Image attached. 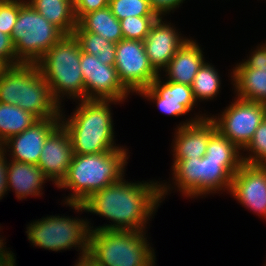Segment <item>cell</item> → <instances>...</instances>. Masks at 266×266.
<instances>
[{
    "label": "cell",
    "instance_id": "9a60e30c",
    "mask_svg": "<svg viewBox=\"0 0 266 266\" xmlns=\"http://www.w3.org/2000/svg\"><path fill=\"white\" fill-rule=\"evenodd\" d=\"M60 121V118L39 119L22 133L10 137L1 148L7 145L8 149H12L9 152H12L14 161L37 165L46 139Z\"/></svg>",
    "mask_w": 266,
    "mask_h": 266
},
{
    "label": "cell",
    "instance_id": "ffe728a7",
    "mask_svg": "<svg viewBox=\"0 0 266 266\" xmlns=\"http://www.w3.org/2000/svg\"><path fill=\"white\" fill-rule=\"evenodd\" d=\"M44 180L47 178L37 165L8 161L7 189L13 188L18 199H26L29 195L39 196Z\"/></svg>",
    "mask_w": 266,
    "mask_h": 266
},
{
    "label": "cell",
    "instance_id": "f35d334b",
    "mask_svg": "<svg viewBox=\"0 0 266 266\" xmlns=\"http://www.w3.org/2000/svg\"><path fill=\"white\" fill-rule=\"evenodd\" d=\"M3 68L4 66L0 63V72L2 71Z\"/></svg>",
    "mask_w": 266,
    "mask_h": 266
},
{
    "label": "cell",
    "instance_id": "74e56055",
    "mask_svg": "<svg viewBox=\"0 0 266 266\" xmlns=\"http://www.w3.org/2000/svg\"><path fill=\"white\" fill-rule=\"evenodd\" d=\"M75 266H98L88 256L79 258Z\"/></svg>",
    "mask_w": 266,
    "mask_h": 266
},
{
    "label": "cell",
    "instance_id": "5bb4252c",
    "mask_svg": "<svg viewBox=\"0 0 266 266\" xmlns=\"http://www.w3.org/2000/svg\"><path fill=\"white\" fill-rule=\"evenodd\" d=\"M73 155L70 135L60 123L46 139L37 166L58 186L67 175Z\"/></svg>",
    "mask_w": 266,
    "mask_h": 266
},
{
    "label": "cell",
    "instance_id": "1f68e13d",
    "mask_svg": "<svg viewBox=\"0 0 266 266\" xmlns=\"http://www.w3.org/2000/svg\"><path fill=\"white\" fill-rule=\"evenodd\" d=\"M0 63L4 67L14 66L22 63L16 56V51L11 36L1 31H0Z\"/></svg>",
    "mask_w": 266,
    "mask_h": 266
},
{
    "label": "cell",
    "instance_id": "4316f807",
    "mask_svg": "<svg viewBox=\"0 0 266 266\" xmlns=\"http://www.w3.org/2000/svg\"><path fill=\"white\" fill-rule=\"evenodd\" d=\"M220 77L214 66L204 63L191 84L195 101L213 99L220 89Z\"/></svg>",
    "mask_w": 266,
    "mask_h": 266
},
{
    "label": "cell",
    "instance_id": "5b68a950",
    "mask_svg": "<svg viewBox=\"0 0 266 266\" xmlns=\"http://www.w3.org/2000/svg\"><path fill=\"white\" fill-rule=\"evenodd\" d=\"M81 48L73 36L64 35L37 62L38 69L50 87L53 99L61 105V95L86 99L80 68ZM61 94V95H60Z\"/></svg>",
    "mask_w": 266,
    "mask_h": 266
},
{
    "label": "cell",
    "instance_id": "2e32d148",
    "mask_svg": "<svg viewBox=\"0 0 266 266\" xmlns=\"http://www.w3.org/2000/svg\"><path fill=\"white\" fill-rule=\"evenodd\" d=\"M180 125L175 134L174 161L205 156L209 139L217 131L215 124L209 117L197 116Z\"/></svg>",
    "mask_w": 266,
    "mask_h": 266
},
{
    "label": "cell",
    "instance_id": "ac0fdd59",
    "mask_svg": "<svg viewBox=\"0 0 266 266\" xmlns=\"http://www.w3.org/2000/svg\"><path fill=\"white\" fill-rule=\"evenodd\" d=\"M170 24L164 23L162 16H159L143 40L149 62L158 74L161 68L164 70L168 66L175 53L188 40L183 36L181 38Z\"/></svg>",
    "mask_w": 266,
    "mask_h": 266
},
{
    "label": "cell",
    "instance_id": "e0dca14e",
    "mask_svg": "<svg viewBox=\"0 0 266 266\" xmlns=\"http://www.w3.org/2000/svg\"><path fill=\"white\" fill-rule=\"evenodd\" d=\"M145 98L156 101L158 108L171 116L185 115L196 104L192 87L172 81L162 82L159 76L151 82V85L139 92Z\"/></svg>",
    "mask_w": 266,
    "mask_h": 266
},
{
    "label": "cell",
    "instance_id": "4dcf8cb0",
    "mask_svg": "<svg viewBox=\"0 0 266 266\" xmlns=\"http://www.w3.org/2000/svg\"><path fill=\"white\" fill-rule=\"evenodd\" d=\"M26 3L22 0H0V31L12 36L19 9Z\"/></svg>",
    "mask_w": 266,
    "mask_h": 266
},
{
    "label": "cell",
    "instance_id": "7402d4cb",
    "mask_svg": "<svg viewBox=\"0 0 266 266\" xmlns=\"http://www.w3.org/2000/svg\"><path fill=\"white\" fill-rule=\"evenodd\" d=\"M27 2L65 35L73 33L78 23L73 0H29Z\"/></svg>",
    "mask_w": 266,
    "mask_h": 266
},
{
    "label": "cell",
    "instance_id": "d6986e66",
    "mask_svg": "<svg viewBox=\"0 0 266 266\" xmlns=\"http://www.w3.org/2000/svg\"><path fill=\"white\" fill-rule=\"evenodd\" d=\"M202 50L195 41L188 39L175 53L164 69L167 81L191 86L198 70L205 63Z\"/></svg>",
    "mask_w": 266,
    "mask_h": 266
},
{
    "label": "cell",
    "instance_id": "e575fe53",
    "mask_svg": "<svg viewBox=\"0 0 266 266\" xmlns=\"http://www.w3.org/2000/svg\"><path fill=\"white\" fill-rule=\"evenodd\" d=\"M184 0H149L152 9L158 16H162L165 13L171 12V10L179 7L180 3Z\"/></svg>",
    "mask_w": 266,
    "mask_h": 266
},
{
    "label": "cell",
    "instance_id": "52a82bcc",
    "mask_svg": "<svg viewBox=\"0 0 266 266\" xmlns=\"http://www.w3.org/2000/svg\"><path fill=\"white\" fill-rule=\"evenodd\" d=\"M64 35L26 2L19 9L11 38L17 58L22 63H36Z\"/></svg>",
    "mask_w": 266,
    "mask_h": 266
},
{
    "label": "cell",
    "instance_id": "7c38bea8",
    "mask_svg": "<svg viewBox=\"0 0 266 266\" xmlns=\"http://www.w3.org/2000/svg\"><path fill=\"white\" fill-rule=\"evenodd\" d=\"M80 68L83 74L86 100L120 102L129 95L114 66L104 65L97 56L81 52Z\"/></svg>",
    "mask_w": 266,
    "mask_h": 266
},
{
    "label": "cell",
    "instance_id": "30bf717a",
    "mask_svg": "<svg viewBox=\"0 0 266 266\" xmlns=\"http://www.w3.org/2000/svg\"><path fill=\"white\" fill-rule=\"evenodd\" d=\"M222 116V117H221ZM266 117V103L236 98L220 118L209 117L216 130L238 149H245Z\"/></svg>",
    "mask_w": 266,
    "mask_h": 266
},
{
    "label": "cell",
    "instance_id": "7a4b0ae2",
    "mask_svg": "<svg viewBox=\"0 0 266 266\" xmlns=\"http://www.w3.org/2000/svg\"><path fill=\"white\" fill-rule=\"evenodd\" d=\"M127 149L93 154H74L67 175L57 186L73 193L65 203H83L90 195L123 178Z\"/></svg>",
    "mask_w": 266,
    "mask_h": 266
},
{
    "label": "cell",
    "instance_id": "603a6c76",
    "mask_svg": "<svg viewBox=\"0 0 266 266\" xmlns=\"http://www.w3.org/2000/svg\"><path fill=\"white\" fill-rule=\"evenodd\" d=\"M78 24L86 31L101 35L109 42L117 44L123 39L121 24L109 6L85 14Z\"/></svg>",
    "mask_w": 266,
    "mask_h": 266
},
{
    "label": "cell",
    "instance_id": "4fadbf2b",
    "mask_svg": "<svg viewBox=\"0 0 266 266\" xmlns=\"http://www.w3.org/2000/svg\"><path fill=\"white\" fill-rule=\"evenodd\" d=\"M230 192L243 206L266 218V165L243 163L232 178Z\"/></svg>",
    "mask_w": 266,
    "mask_h": 266
},
{
    "label": "cell",
    "instance_id": "f1b7e54d",
    "mask_svg": "<svg viewBox=\"0 0 266 266\" xmlns=\"http://www.w3.org/2000/svg\"><path fill=\"white\" fill-rule=\"evenodd\" d=\"M159 16H130L120 20L123 39L143 41Z\"/></svg>",
    "mask_w": 266,
    "mask_h": 266
},
{
    "label": "cell",
    "instance_id": "6da1fadb",
    "mask_svg": "<svg viewBox=\"0 0 266 266\" xmlns=\"http://www.w3.org/2000/svg\"><path fill=\"white\" fill-rule=\"evenodd\" d=\"M152 182L130 183L122 178L119 182L93 193L82 204L67 203V205L77 211L84 210L105 216L114 222L113 225L100 226L90 231L102 229L143 231L153 211H156L161 199L169 190L166 185Z\"/></svg>",
    "mask_w": 266,
    "mask_h": 266
},
{
    "label": "cell",
    "instance_id": "d4e9b609",
    "mask_svg": "<svg viewBox=\"0 0 266 266\" xmlns=\"http://www.w3.org/2000/svg\"><path fill=\"white\" fill-rule=\"evenodd\" d=\"M72 34L82 52L97 56V60L104 65H115L116 44L109 42L101 35L86 32L78 23Z\"/></svg>",
    "mask_w": 266,
    "mask_h": 266
},
{
    "label": "cell",
    "instance_id": "ba28073f",
    "mask_svg": "<svg viewBox=\"0 0 266 266\" xmlns=\"http://www.w3.org/2000/svg\"><path fill=\"white\" fill-rule=\"evenodd\" d=\"M173 162L174 183L186 196L198 197L225 188L230 192L235 174L222 161L203 156Z\"/></svg>",
    "mask_w": 266,
    "mask_h": 266
},
{
    "label": "cell",
    "instance_id": "484cf974",
    "mask_svg": "<svg viewBox=\"0 0 266 266\" xmlns=\"http://www.w3.org/2000/svg\"><path fill=\"white\" fill-rule=\"evenodd\" d=\"M239 150L225 136L216 131L209 139L205 157L208 160L222 161L235 174L243 164Z\"/></svg>",
    "mask_w": 266,
    "mask_h": 266
},
{
    "label": "cell",
    "instance_id": "f546056e",
    "mask_svg": "<svg viewBox=\"0 0 266 266\" xmlns=\"http://www.w3.org/2000/svg\"><path fill=\"white\" fill-rule=\"evenodd\" d=\"M251 151V155L242 156L243 163L250 165H266V117L256 129L253 138L243 150Z\"/></svg>",
    "mask_w": 266,
    "mask_h": 266
},
{
    "label": "cell",
    "instance_id": "8d00e7d4",
    "mask_svg": "<svg viewBox=\"0 0 266 266\" xmlns=\"http://www.w3.org/2000/svg\"><path fill=\"white\" fill-rule=\"evenodd\" d=\"M3 245V240L0 239V266H15V259L13 253H9V251L7 250L5 252V248H3Z\"/></svg>",
    "mask_w": 266,
    "mask_h": 266
},
{
    "label": "cell",
    "instance_id": "8992f818",
    "mask_svg": "<svg viewBox=\"0 0 266 266\" xmlns=\"http://www.w3.org/2000/svg\"><path fill=\"white\" fill-rule=\"evenodd\" d=\"M143 232L108 229L90 231L88 257L98 266H154V250Z\"/></svg>",
    "mask_w": 266,
    "mask_h": 266
},
{
    "label": "cell",
    "instance_id": "836d02e7",
    "mask_svg": "<svg viewBox=\"0 0 266 266\" xmlns=\"http://www.w3.org/2000/svg\"><path fill=\"white\" fill-rule=\"evenodd\" d=\"M243 67H250L252 69H258L266 66V44L257 49L251 54L248 60L240 63Z\"/></svg>",
    "mask_w": 266,
    "mask_h": 266
},
{
    "label": "cell",
    "instance_id": "277c9868",
    "mask_svg": "<svg viewBox=\"0 0 266 266\" xmlns=\"http://www.w3.org/2000/svg\"><path fill=\"white\" fill-rule=\"evenodd\" d=\"M79 101L81 103L67 121L60 113V122L70 135L73 153L93 154L121 148L114 145L113 121L109 107V103L116 101Z\"/></svg>",
    "mask_w": 266,
    "mask_h": 266
},
{
    "label": "cell",
    "instance_id": "d6a6232c",
    "mask_svg": "<svg viewBox=\"0 0 266 266\" xmlns=\"http://www.w3.org/2000/svg\"><path fill=\"white\" fill-rule=\"evenodd\" d=\"M77 22L87 13L109 6V0H73Z\"/></svg>",
    "mask_w": 266,
    "mask_h": 266
},
{
    "label": "cell",
    "instance_id": "d590c367",
    "mask_svg": "<svg viewBox=\"0 0 266 266\" xmlns=\"http://www.w3.org/2000/svg\"><path fill=\"white\" fill-rule=\"evenodd\" d=\"M6 148L0 147V199L6 194L7 189V170H8V162L5 158Z\"/></svg>",
    "mask_w": 266,
    "mask_h": 266
},
{
    "label": "cell",
    "instance_id": "9c48e42d",
    "mask_svg": "<svg viewBox=\"0 0 266 266\" xmlns=\"http://www.w3.org/2000/svg\"><path fill=\"white\" fill-rule=\"evenodd\" d=\"M88 224L78 218L50 216L31 223L26 233L33 245L44 249L60 251L80 247L82 258L88 256L89 232L92 229Z\"/></svg>",
    "mask_w": 266,
    "mask_h": 266
},
{
    "label": "cell",
    "instance_id": "83f0119b",
    "mask_svg": "<svg viewBox=\"0 0 266 266\" xmlns=\"http://www.w3.org/2000/svg\"><path fill=\"white\" fill-rule=\"evenodd\" d=\"M109 7L119 21L130 16H158L149 0H109Z\"/></svg>",
    "mask_w": 266,
    "mask_h": 266
},
{
    "label": "cell",
    "instance_id": "cb8c5ba5",
    "mask_svg": "<svg viewBox=\"0 0 266 266\" xmlns=\"http://www.w3.org/2000/svg\"><path fill=\"white\" fill-rule=\"evenodd\" d=\"M38 120L20 106L0 102V147L10 137L22 133Z\"/></svg>",
    "mask_w": 266,
    "mask_h": 266
},
{
    "label": "cell",
    "instance_id": "44dd1931",
    "mask_svg": "<svg viewBox=\"0 0 266 266\" xmlns=\"http://www.w3.org/2000/svg\"><path fill=\"white\" fill-rule=\"evenodd\" d=\"M232 73L238 98L266 103V66L252 69L239 63Z\"/></svg>",
    "mask_w": 266,
    "mask_h": 266
},
{
    "label": "cell",
    "instance_id": "8fae6325",
    "mask_svg": "<svg viewBox=\"0 0 266 266\" xmlns=\"http://www.w3.org/2000/svg\"><path fill=\"white\" fill-rule=\"evenodd\" d=\"M114 67L122 85L133 93L150 86L159 76L149 62L143 41H119L116 44Z\"/></svg>",
    "mask_w": 266,
    "mask_h": 266
},
{
    "label": "cell",
    "instance_id": "3957f363",
    "mask_svg": "<svg viewBox=\"0 0 266 266\" xmlns=\"http://www.w3.org/2000/svg\"><path fill=\"white\" fill-rule=\"evenodd\" d=\"M0 102L20 106L38 119L60 118L62 112L36 63H21L2 69Z\"/></svg>",
    "mask_w": 266,
    "mask_h": 266
}]
</instances>
